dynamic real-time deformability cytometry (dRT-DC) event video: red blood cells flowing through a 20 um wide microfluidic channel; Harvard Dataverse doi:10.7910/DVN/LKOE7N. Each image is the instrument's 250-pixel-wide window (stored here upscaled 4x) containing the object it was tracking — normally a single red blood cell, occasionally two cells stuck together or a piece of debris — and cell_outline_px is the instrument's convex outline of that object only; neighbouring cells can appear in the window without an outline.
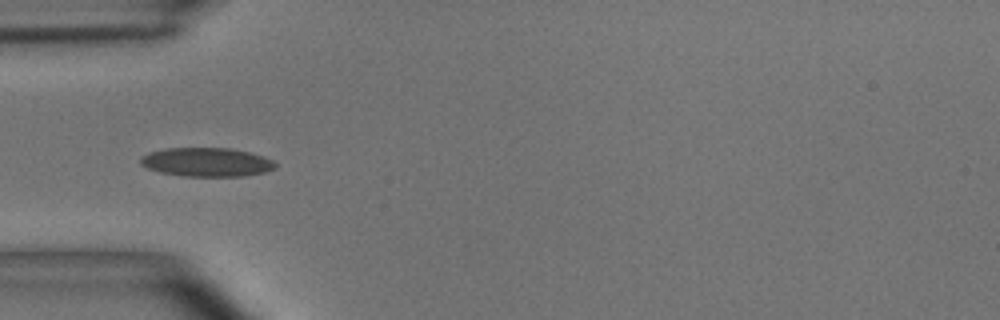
{"species": "common noctule bat (a hibernating species)", "species_latin": "Nyctalus noctula", "temperature_condition": "room temperature", "stored_images_in_passage": 38, "camera_frame_rate_fps": 3000, "um_per_image_px": 0.085, "animal": {"sex": "male", "body_mass_g": 15.6}, "frame": {"image": 1, "passage_image": 1, "time_ms": 0.0, "image_size_px": [1000, 320], "cell_outline_px": [[276, 168], [264, 172], [244, 176], [184, 176], [160, 172], [148, 168], [140, 164], [140, 156], [148, 152], [164, 148], [232, 148], [264, 156], [272, 160], [276, 164]], "centroid_in_image_um": [17.55, 13.77], "position_along_channel_um": 67.5, "area_um2": 22.77}}
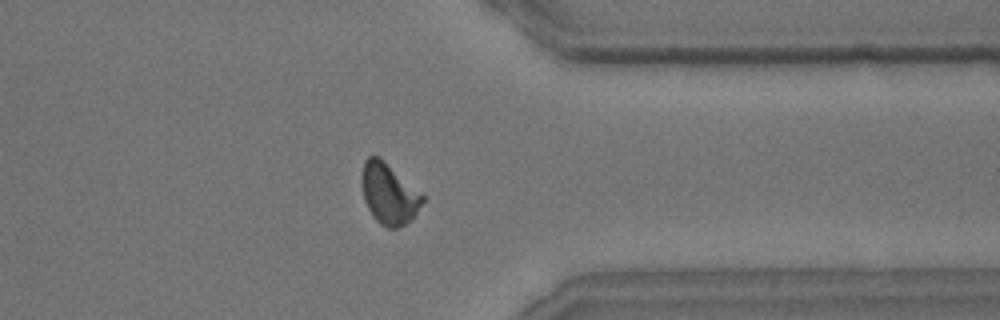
{"frame": {"image": 2, "passage_image": 27, "time_ms": 8.667, "image_size_px": [1000, 320], "cell_outline_px": [[424, 200], [412, 220], [396, 228], [388, 228], [380, 224], [372, 216], [364, 200], [364, 160], [368, 156], [380, 156], [424, 196]], "centroid_in_image_um": [33.08, 16.49], "position_along_channel_um": 378.3, "area_um2": 21.04}}
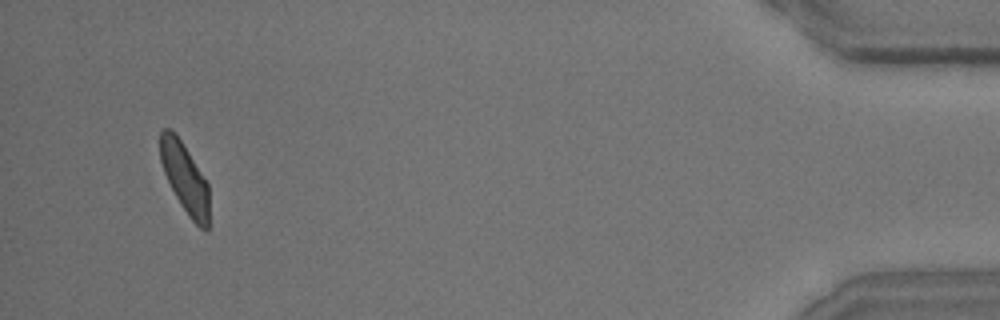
{"frame": {"image": 3, "passage_image": 36, "time_ms": 11.667, "image_size_px": [1000, 320], "cell_outline_px": [[208, 228], [200, 228], [188, 216], [180, 204], [164, 172], [160, 160], [160, 132], [164, 128], [172, 128], [188, 152], [208, 184]], "centroid_in_image_um": [15.69, 15.11], "position_along_channel_um": 419.5, "area_um2": 19.48}, "authors_computed_cell_mechanics": {"area_um2": 21.1259, "velocity_mm_per_s": 3.6594, "shape_relaxation_time_tau1_ms": 4.965, "shape_relaxation_time_tau2_ms": 1.0096, "deformation_change_tau1": 0.1478, "deformation_change_tau2": 0.0518}}